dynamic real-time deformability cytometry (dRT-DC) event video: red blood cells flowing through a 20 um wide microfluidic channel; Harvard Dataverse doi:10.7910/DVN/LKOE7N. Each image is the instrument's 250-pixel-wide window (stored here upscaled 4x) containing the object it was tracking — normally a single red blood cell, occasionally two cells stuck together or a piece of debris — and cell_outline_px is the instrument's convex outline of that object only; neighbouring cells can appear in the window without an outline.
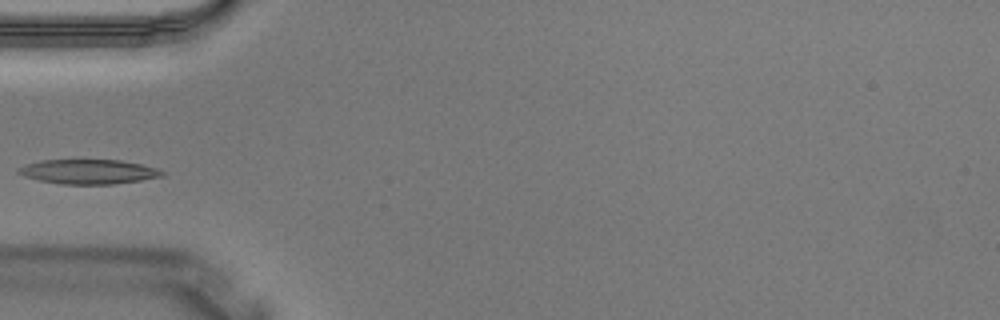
{"species": "Egyptian fruit bat (a non-hibernating species)", "species_latin": "Rousettus aegyptiacus", "temperature_condition": "warm", "stored_images_in_passage": 3, "camera_frame_rate_fps": 3000, "um_per_image_px": 0.085, "animal": {"sex": "male"}, "frame": {"image": 1, "passage_image": 3, "time_ms": 0.667, "image_size_px": [1000, 320], "cell_outline_px": [[168, 172], [164, 176], [140, 180], [112, 184], [60, 184], [40, 180], [24, 176], [16, 172], [16, 168], [40, 160], [120, 160], [140, 164], [156, 168]], "centroid_in_image_um": [7.53, 14.59], "position_along_channel_um": 77.5, "area_um2": 20.52}}